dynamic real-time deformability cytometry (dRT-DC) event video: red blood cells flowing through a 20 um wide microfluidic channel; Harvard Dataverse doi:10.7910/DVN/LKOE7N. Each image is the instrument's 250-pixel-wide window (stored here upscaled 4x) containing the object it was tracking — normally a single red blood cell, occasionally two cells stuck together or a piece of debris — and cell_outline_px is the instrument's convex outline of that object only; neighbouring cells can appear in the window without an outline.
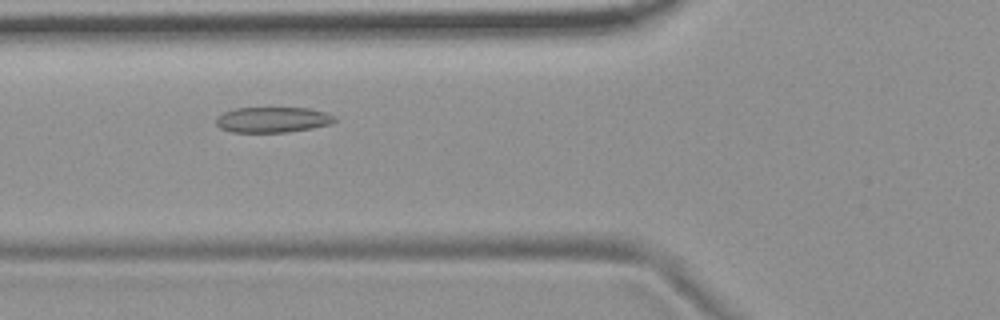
{"species": "common noctule bat (a hibernating species)", "species_latin": "Nyctalus noctula", "temperature_condition": "room temperature", "stored_images_in_passage": 49, "camera_frame_rate_fps": 3000, "um_per_image_px": 0.085, "animal": {"sex": "female", "body_mass_g": 19.9}, "frame": {"image": 1, "passage_image": 15, "time_ms": 4.667, "image_size_px": [1000, 320], "cell_outline_px": [[336, 120], [332, 124], [312, 128], [288, 132], [232, 132], [220, 128], [216, 124], [216, 116], [232, 108], [308, 108], [324, 112], [332, 116]], "centroid_in_image_um": [23.13, 10.18], "position_along_channel_um": 102.7, "area_um2": 17.63}}
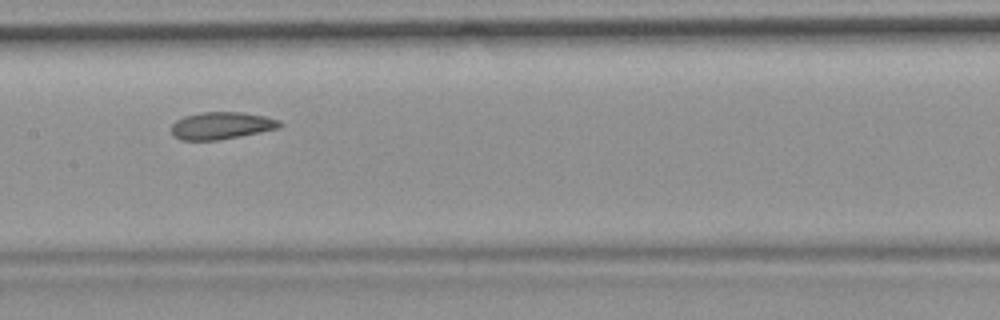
{"frame": {"image": 2, "passage_image": 22, "time_ms": 7.0, "image_size_px": [1000, 320], "cell_outline_px": [[284, 124], [280, 128], [240, 136], [216, 140], [180, 140], [172, 136], [172, 124], [176, 120], [184, 116], [200, 112], [244, 112], [264, 116], [280, 120]], "centroid_in_image_um": [18.83, 10.67], "position_along_channel_um": 188.6, "area_um2": 17.34}, "authors_computed_cell_mechanics": {"area_um2": 18.0336, "velocity_mm_per_s": 3.685, "shape_relaxation_time_tau1_ms": null, "shape_relaxation_time_tau2_ms": 2.2611, "deformation_change_tau1": null, "deformation_change_tau2": 0.075}}